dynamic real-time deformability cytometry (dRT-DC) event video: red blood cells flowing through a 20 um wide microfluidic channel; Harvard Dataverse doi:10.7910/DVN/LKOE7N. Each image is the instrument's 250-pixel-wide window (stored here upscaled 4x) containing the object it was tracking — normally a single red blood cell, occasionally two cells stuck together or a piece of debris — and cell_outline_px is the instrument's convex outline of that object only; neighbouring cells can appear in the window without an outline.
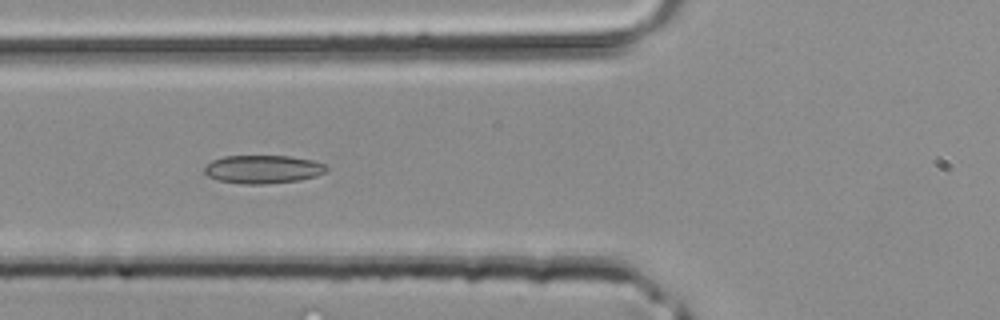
{"species": "common noctule bat (a hibernating species)", "species_latin": "Nyctalus noctula", "temperature_condition": "room temperature", "stored_images_in_passage": 29, "camera_frame_rate_fps": 3000, "um_per_image_px": 0.085, "animal": {"sex": "male", "body_mass_g": 20.4}, "frame": {"image": 1, "passage_image": 3, "time_ms": 0.667, "image_size_px": [1000, 320], "cell_outline_px": [[328, 168], [324, 172], [316, 176], [300, 180], [268, 184], [244, 184], [216, 180], [208, 176], [204, 172], [204, 164], [212, 160], [224, 156], [288, 156], [312, 160], [324, 164]], "centroid_in_image_um": [22.31, 14.39], "position_along_channel_um": 103.5, "area_um2": 20.23}}
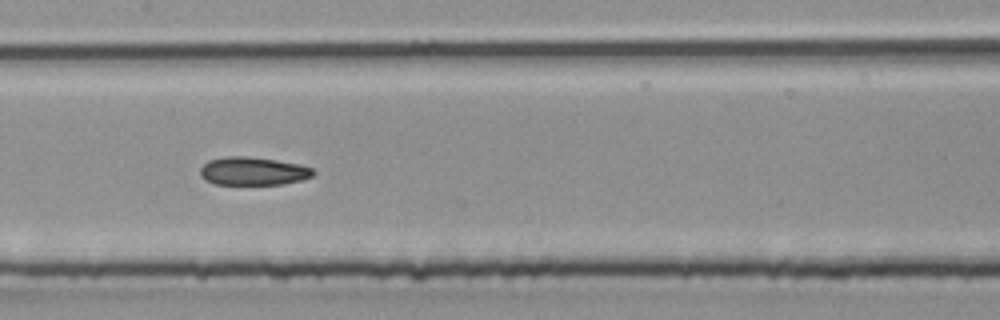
{"frame": {"image": 2, "passage_image": 8, "time_ms": 2.333, "image_size_px": [1000, 320], "cell_outline_px": [[316, 172], [312, 176], [300, 180], [284, 184], [216, 184], [204, 180], [200, 176], [200, 168], [208, 160], [228, 156], [248, 156], [276, 160], [300, 164], [312, 168]], "centroid_in_image_um": [21.5, 14.54], "position_along_channel_um": 185.9, "area_um2": 18.61}}
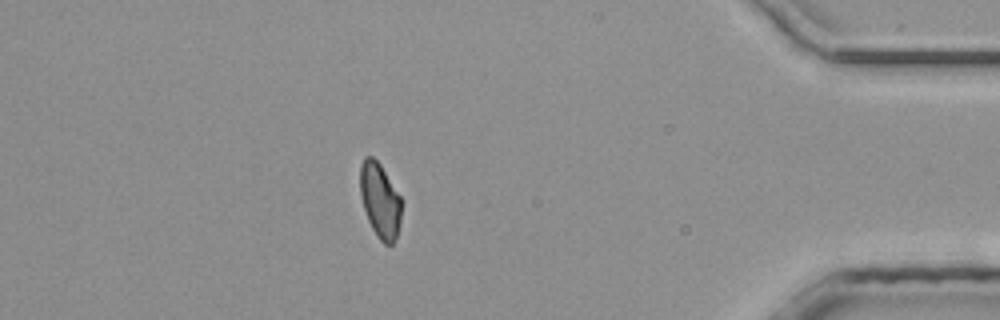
{"frame": {"image": 3, "passage_image": 24, "time_ms": 7.667, "image_size_px": [1000, 320], "cell_outline_px": [[400, 224], [396, 240], [392, 244], [384, 244], [376, 236], [368, 220], [360, 196], [360, 164], [364, 156], [372, 156], [380, 164], [400, 196]], "centroid_in_image_um": [32.28, 17.04], "position_along_channel_um": 402.9, "area_um2": 17.98}}